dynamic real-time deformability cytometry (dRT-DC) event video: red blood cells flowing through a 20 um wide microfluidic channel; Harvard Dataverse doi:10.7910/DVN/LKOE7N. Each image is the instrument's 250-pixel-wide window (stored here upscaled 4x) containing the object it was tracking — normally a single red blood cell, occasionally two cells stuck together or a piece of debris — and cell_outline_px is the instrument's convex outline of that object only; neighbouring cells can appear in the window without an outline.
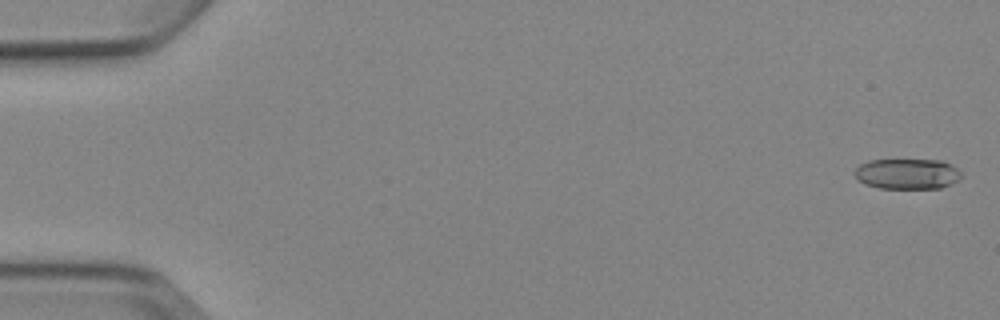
{"species": "Egyptian fruit bat (a non-hibernating species)", "species_latin": "Rousettus aegyptiacus", "temperature_condition": "cold", "stored_images_in_passage": 6, "camera_frame_rate_fps": 3000, "um_per_image_px": 0.085, "animal": {"sex": "female"}, "frame": {"image": 1, "passage_image": 1, "time_ms": 0.0, "image_size_px": [1000, 320], "cell_outline_px": [[964, 176], [960, 180], [952, 184], [940, 188], [880, 188], [864, 184], [856, 176], [856, 168], [860, 164], [868, 160], [940, 160], [956, 168]], "centroid_in_image_um": [77.15, 14.78], "position_along_channel_um": 7.8, "area_um2": 18.9}}